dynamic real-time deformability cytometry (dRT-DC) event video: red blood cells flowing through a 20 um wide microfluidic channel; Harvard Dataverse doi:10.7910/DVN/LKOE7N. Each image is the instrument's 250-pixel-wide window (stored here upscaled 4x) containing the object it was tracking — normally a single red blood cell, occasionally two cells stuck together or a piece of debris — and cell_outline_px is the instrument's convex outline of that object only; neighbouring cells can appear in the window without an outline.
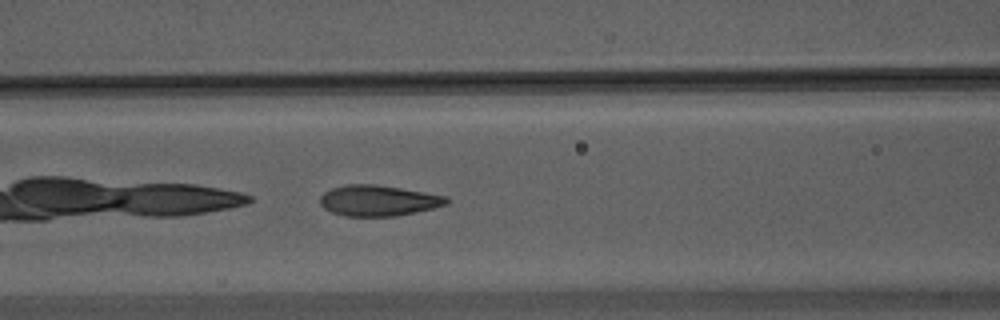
{"species": "Egyptian fruit bat (a non-hibernating species)", "species_latin": "Rousettus aegyptiacus", "temperature_condition": "warm", "stored_images_in_passage": 32, "camera_frame_rate_fps": 3000, "um_per_image_px": 0.085, "animal": {"sex": "male"}, "frame": {"image": 1, "passage_image": 7, "time_ms": 2.0, "image_size_px": [1000, 320], "cell_outline_px": [[448, 204], [432, 208], [396, 216], [344, 216], [332, 212], [324, 208], [320, 204], [320, 196], [324, 192], [332, 188], [348, 184], [376, 184], [448, 196]], "centroid_in_image_um": [32.14, 17.04], "position_along_channel_um": 134.5, "area_um2": 22.6}}
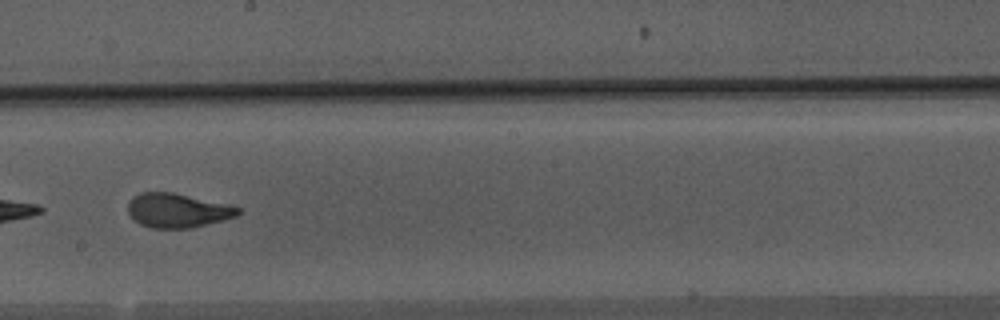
{"frame": {"image": 2, "passage_image": 15, "time_ms": 4.667, "image_size_px": [1000, 320], "cell_outline_px": [[240, 212], [236, 216], [224, 220], [192, 228], [152, 228], [140, 224], [128, 212], [128, 204], [132, 196], [140, 192], [172, 192], [232, 204], [240, 208]], "centroid_in_image_um": [15.12, 17.88], "position_along_channel_um": 233.1, "area_um2": 22.14}}
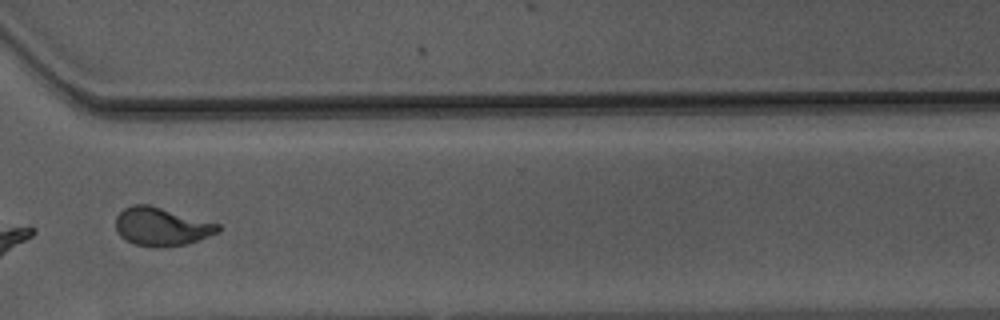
{"frame": {"image": 3, "passage_image": 25, "time_ms": 8.0, "image_size_px": [1000, 320], "cell_outline_px": [[220, 232], [184, 244], [160, 248], [136, 244], [120, 236], [116, 228], [116, 216], [124, 208], [132, 204], [148, 204], [220, 224]], "centroid_in_image_um": [13.72, 19.25], "position_along_channel_um": 356.9, "area_um2": 22.6}, "authors_computed_cell_mechanics": {"area_um2": 22.5998, "velocity_mm_per_s": 3.7084, "shape_relaxation_time_tau1_ms": 4.36, "shape_relaxation_time_tau2_ms": 0.9449, "deformation_change_tau1": 0.1979, "deformation_change_tau2": 0.0846}}